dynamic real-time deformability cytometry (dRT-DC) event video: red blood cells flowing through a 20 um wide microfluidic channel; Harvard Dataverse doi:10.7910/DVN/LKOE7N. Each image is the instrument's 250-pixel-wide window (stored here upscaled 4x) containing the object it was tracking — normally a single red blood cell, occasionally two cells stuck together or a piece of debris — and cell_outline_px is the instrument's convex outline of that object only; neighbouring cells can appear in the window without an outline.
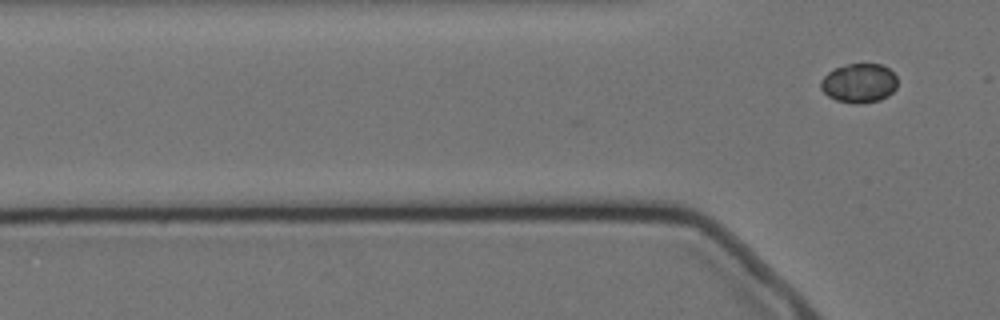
{"species": "Egyptian fruit bat (a non-hibernating species)", "species_latin": "Rousettus aegyptiacus", "temperature_condition": "cold", "stored_images_in_passage": 3, "camera_frame_rate_fps": 3000, "um_per_image_px": 0.085, "animal": {"sex": "female"}, "frame": {"image": 1, "passage_image": 3, "time_ms": 0.667, "image_size_px": [1000, 320], "cell_outline_px": [[896, 88], [888, 96], [880, 100], [856, 104], [836, 100], [828, 96], [820, 88], [820, 80], [828, 72], [836, 68], [848, 64], [880, 64], [888, 68], [896, 76]], "centroid_in_image_um": [73.01, 7.07], "position_along_channel_um": 52.8, "area_um2": 17.46}}